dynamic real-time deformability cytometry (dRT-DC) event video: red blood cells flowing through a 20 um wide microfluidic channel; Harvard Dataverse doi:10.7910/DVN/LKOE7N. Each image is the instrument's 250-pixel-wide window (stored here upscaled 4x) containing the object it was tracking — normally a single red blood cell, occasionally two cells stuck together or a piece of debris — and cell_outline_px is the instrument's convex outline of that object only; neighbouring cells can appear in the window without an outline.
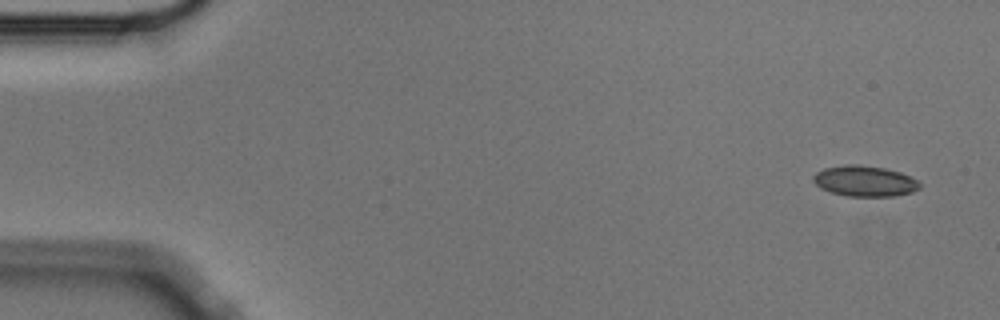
{"species": "Egyptian fruit bat (a non-hibernating species)", "species_latin": "Rousettus aegyptiacus", "temperature_condition": "cold", "stored_images_in_passage": 6, "camera_frame_rate_fps": 3000, "um_per_image_px": 0.085, "animal": {"sex": "male"}, "frame": {"image": 1, "passage_image": 1, "time_ms": 0.0, "image_size_px": [1000, 320], "cell_outline_px": [[920, 188], [912, 192], [896, 196], [848, 196], [832, 192], [820, 188], [812, 180], [812, 176], [816, 172], [824, 168], [848, 164], [856, 164], [884, 168], [900, 172], [916, 180], [920, 184]], "centroid_in_image_um": [73.48, 15.39], "position_along_channel_um": 11.5, "area_um2": 18.96}}
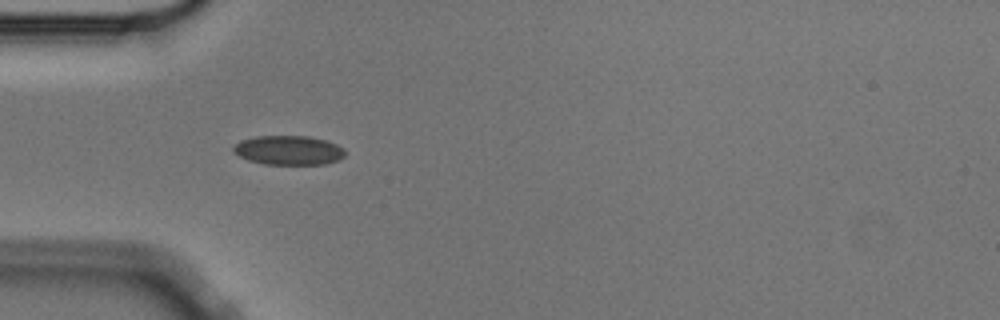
{"frame": {"image": 2, "passage_image": 5, "time_ms": 1.333, "image_size_px": [1000, 320], "cell_outline_px": [[344, 156], [336, 160], [324, 164], [264, 164], [248, 160], [232, 152], [232, 148], [240, 140], [256, 136], [308, 136], [324, 140], [336, 144], [344, 148]], "centroid_in_image_um": [24.49, 12.76], "position_along_channel_um": 60.5, "area_um2": 18.96}}
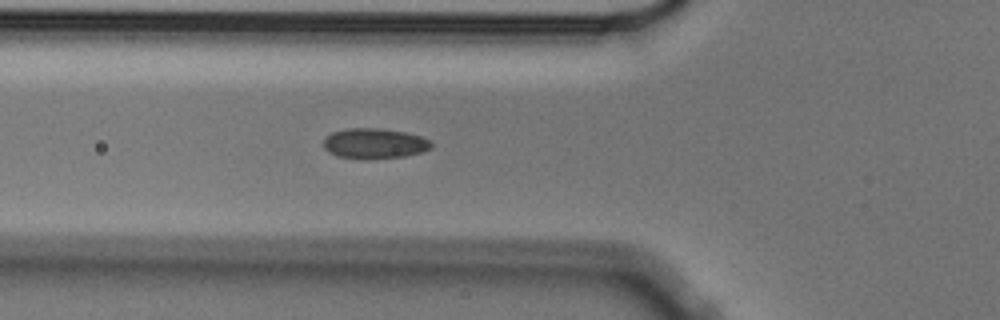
{"frame": {"image": 3, "passage_image": 6, "time_ms": 1.667, "image_size_px": [1000, 320], "cell_outline_px": [[432, 148], [424, 152], [404, 156], [360, 160], [336, 156], [328, 152], [324, 148], [324, 136], [332, 132], [348, 128], [380, 128], [404, 132], [420, 136], [432, 140]], "centroid_in_image_um": [31.82, 12.2], "position_along_channel_um": 94.0, "area_um2": 19.42}}